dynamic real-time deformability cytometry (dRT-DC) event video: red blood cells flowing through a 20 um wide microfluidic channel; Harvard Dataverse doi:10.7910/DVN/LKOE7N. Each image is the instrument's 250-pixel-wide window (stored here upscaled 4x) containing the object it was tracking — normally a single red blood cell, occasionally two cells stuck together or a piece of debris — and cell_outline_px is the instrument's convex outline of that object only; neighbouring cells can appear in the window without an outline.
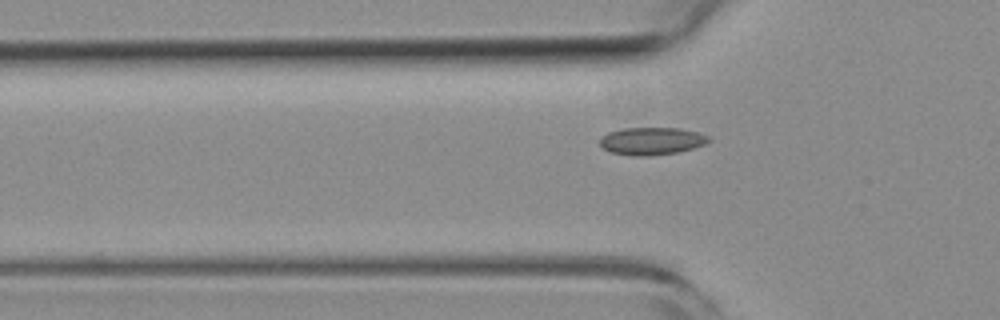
{"species": "common noctule bat (a hibernating species)", "species_latin": "Nyctalus noctula", "temperature_condition": "room temperature", "stored_images_in_passage": 34, "camera_frame_rate_fps": 3000, "um_per_image_px": 0.085, "animal": {"sex": "female", "body_mass_g": 19.3, "forearm_length_mm": 54.1}, "frame": {"image": 1, "passage_image": 8, "time_ms": 2.333, "image_size_px": [1000, 320], "cell_outline_px": [[712, 140], [704, 144], [692, 148], [676, 152], [648, 156], [632, 156], [608, 152], [600, 144], [600, 136], [608, 132], [624, 128], [680, 128], [696, 132], [708, 136]], "centroid_in_image_um": [55.35, 11.99], "position_along_channel_um": 70.5, "area_um2": 17.46}}
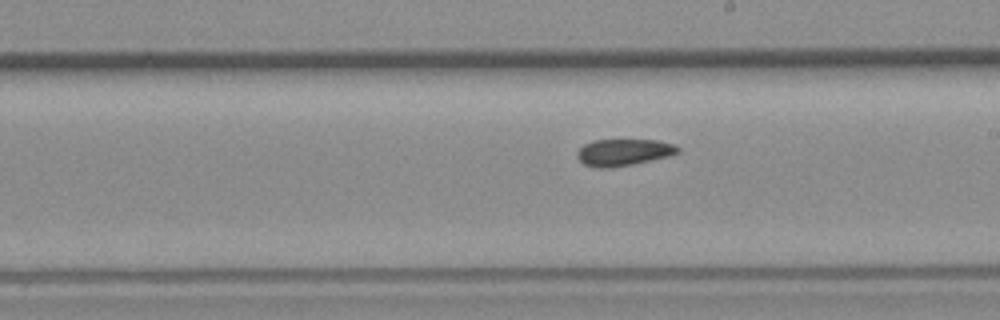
{"frame": {"image": 2, "passage_image": 21, "time_ms": 6.667, "image_size_px": [1000, 320], "cell_outline_px": [[680, 152], [668, 156], [632, 164], [612, 168], [600, 168], [584, 164], [576, 156], [576, 152], [584, 144], [592, 140], [660, 140], [676, 144], [680, 148]], "centroid_in_image_um": [53.02, 12.93], "position_along_channel_um": 236.0, "area_um2": 15.78}}
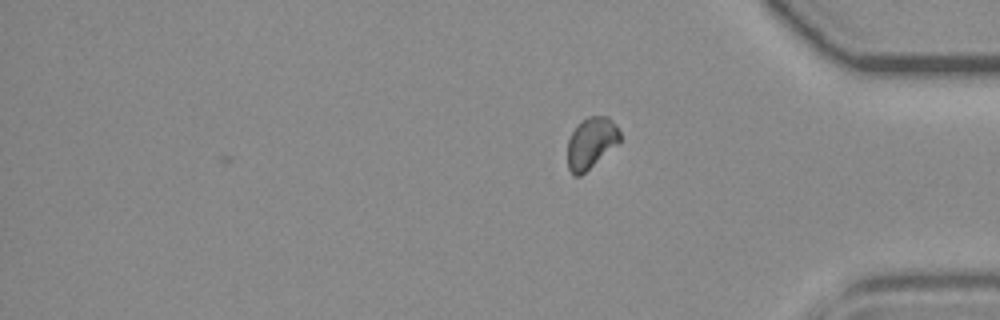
{"frame": {"image": 3, "passage_image": 34, "time_ms": 11.0, "image_size_px": [1000, 320], "cell_outline_px": [[620, 140], [616, 144], [580, 176], [576, 176], [568, 168], [568, 140], [572, 132], [588, 116], [608, 116], [616, 124], [620, 132]], "centroid_in_image_um": [50.25, 12.12], "position_along_channel_um": 385.0, "area_um2": 15.09}, "authors_computed_cell_mechanics": {"area_um2": 16.1262, "velocity_mm_per_s": 3.8167, "shape_relaxation_time_tau1_ms": null, "shape_relaxation_time_tau2_ms": 7.9789, "deformation_change_tau1": null, "deformation_change_tau2": 0.0773}}